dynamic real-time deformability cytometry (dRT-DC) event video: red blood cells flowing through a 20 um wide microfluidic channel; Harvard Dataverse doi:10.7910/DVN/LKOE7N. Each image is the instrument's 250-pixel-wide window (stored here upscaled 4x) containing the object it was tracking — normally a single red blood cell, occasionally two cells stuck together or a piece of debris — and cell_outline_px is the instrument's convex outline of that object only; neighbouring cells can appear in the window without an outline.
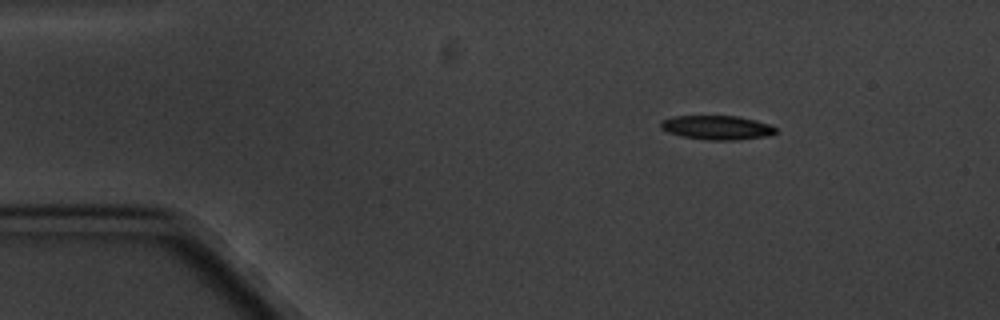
{"species": "common noctule bat (a hibernating species)", "species_latin": "Nyctalus noctula", "temperature_condition": "cold", "stored_images_in_passage": 10, "camera_frame_rate_fps": 3000, "um_per_image_px": 0.085, "animal": {"sex": "male", "body_mass_g": 20.1, "forearm_length_mm": 53.5}, "frame": {"image": 1, "passage_image": 2, "time_ms": 1.333, "image_size_px": [1000, 320], "cell_outline_px": [[776, 132], [768, 136], [732, 140], [708, 140], [680, 136], [668, 132], [660, 128], [660, 120], [672, 116], [736, 116], [756, 120], [768, 124], [776, 128]], "centroid_in_image_um": [60.89, 10.84], "position_along_channel_um": 24.1, "area_um2": 16.18}}
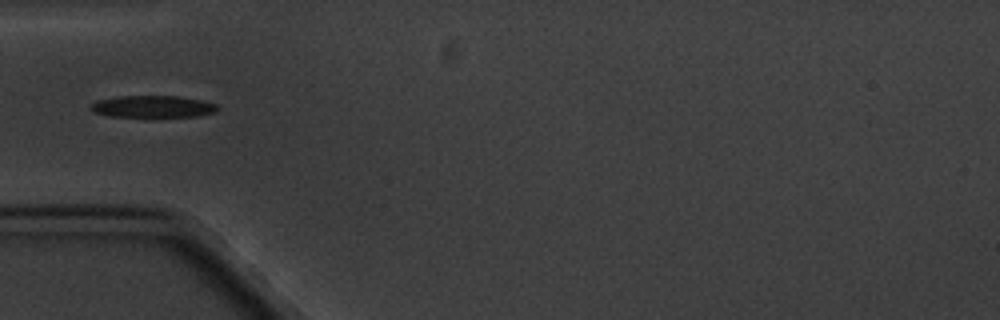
{"frame": {"image": 2, "passage_image": 5, "time_ms": 4.667, "image_size_px": [1000, 320], "cell_outline_px": [[220, 108], [216, 112], [196, 116], [108, 116], [92, 112], [88, 108], [88, 104], [96, 100], [116, 96], [176, 96], [200, 100], [216, 104]], "centroid_in_image_um": [12.9, 9.05], "position_along_channel_um": 72.1, "area_um2": 16.24}}